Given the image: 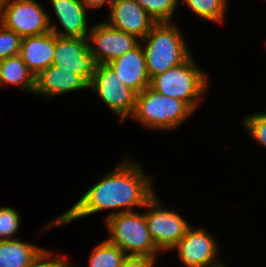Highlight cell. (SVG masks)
I'll use <instances>...</instances> for the list:
<instances>
[{"label": "cell", "instance_id": "cell-28", "mask_svg": "<svg viewBox=\"0 0 266 267\" xmlns=\"http://www.w3.org/2000/svg\"><path fill=\"white\" fill-rule=\"evenodd\" d=\"M212 267H226L225 265H223V264H216V265H213Z\"/></svg>", "mask_w": 266, "mask_h": 267}, {"label": "cell", "instance_id": "cell-17", "mask_svg": "<svg viewBox=\"0 0 266 267\" xmlns=\"http://www.w3.org/2000/svg\"><path fill=\"white\" fill-rule=\"evenodd\" d=\"M42 250L19 238L0 240V267H27Z\"/></svg>", "mask_w": 266, "mask_h": 267}, {"label": "cell", "instance_id": "cell-11", "mask_svg": "<svg viewBox=\"0 0 266 267\" xmlns=\"http://www.w3.org/2000/svg\"><path fill=\"white\" fill-rule=\"evenodd\" d=\"M191 226L186 234L173 248L178 250V256L185 267H212L218 251L217 241L203 228L193 229Z\"/></svg>", "mask_w": 266, "mask_h": 267}, {"label": "cell", "instance_id": "cell-10", "mask_svg": "<svg viewBox=\"0 0 266 267\" xmlns=\"http://www.w3.org/2000/svg\"><path fill=\"white\" fill-rule=\"evenodd\" d=\"M88 40L91 55L96 64H108L135 48L140 42L132 34L111 27L108 23H99L89 30Z\"/></svg>", "mask_w": 266, "mask_h": 267}, {"label": "cell", "instance_id": "cell-6", "mask_svg": "<svg viewBox=\"0 0 266 267\" xmlns=\"http://www.w3.org/2000/svg\"><path fill=\"white\" fill-rule=\"evenodd\" d=\"M50 15L34 0H0V23L21 38L50 31Z\"/></svg>", "mask_w": 266, "mask_h": 267}, {"label": "cell", "instance_id": "cell-16", "mask_svg": "<svg viewBox=\"0 0 266 267\" xmlns=\"http://www.w3.org/2000/svg\"><path fill=\"white\" fill-rule=\"evenodd\" d=\"M85 88L89 89V84L80 75L62 70L53 64L35 76L34 93L47 97Z\"/></svg>", "mask_w": 266, "mask_h": 267}, {"label": "cell", "instance_id": "cell-27", "mask_svg": "<svg viewBox=\"0 0 266 267\" xmlns=\"http://www.w3.org/2000/svg\"><path fill=\"white\" fill-rule=\"evenodd\" d=\"M81 1L84 3L86 8L88 9V7L98 8V7L102 6L105 3L109 4V6H111V3L114 0H81Z\"/></svg>", "mask_w": 266, "mask_h": 267}, {"label": "cell", "instance_id": "cell-18", "mask_svg": "<svg viewBox=\"0 0 266 267\" xmlns=\"http://www.w3.org/2000/svg\"><path fill=\"white\" fill-rule=\"evenodd\" d=\"M6 83L34 92L35 76L19 54L0 60V85Z\"/></svg>", "mask_w": 266, "mask_h": 267}, {"label": "cell", "instance_id": "cell-24", "mask_svg": "<svg viewBox=\"0 0 266 267\" xmlns=\"http://www.w3.org/2000/svg\"><path fill=\"white\" fill-rule=\"evenodd\" d=\"M244 125L255 141L266 147V113H255L244 119Z\"/></svg>", "mask_w": 266, "mask_h": 267}, {"label": "cell", "instance_id": "cell-8", "mask_svg": "<svg viewBox=\"0 0 266 267\" xmlns=\"http://www.w3.org/2000/svg\"><path fill=\"white\" fill-rule=\"evenodd\" d=\"M150 210L145 220L153 242L159 251L173 249L190 227L178 213L166 210L154 195L145 205Z\"/></svg>", "mask_w": 266, "mask_h": 267}, {"label": "cell", "instance_id": "cell-3", "mask_svg": "<svg viewBox=\"0 0 266 267\" xmlns=\"http://www.w3.org/2000/svg\"><path fill=\"white\" fill-rule=\"evenodd\" d=\"M149 87L162 95L184 101L195 110L207 91L208 82L190 56L184 63L152 77Z\"/></svg>", "mask_w": 266, "mask_h": 267}, {"label": "cell", "instance_id": "cell-5", "mask_svg": "<svg viewBox=\"0 0 266 267\" xmlns=\"http://www.w3.org/2000/svg\"><path fill=\"white\" fill-rule=\"evenodd\" d=\"M106 227L110 233L109 243L118 246L128 256L156 257L155 246L145 220V213L130 211L107 216Z\"/></svg>", "mask_w": 266, "mask_h": 267}, {"label": "cell", "instance_id": "cell-19", "mask_svg": "<svg viewBox=\"0 0 266 267\" xmlns=\"http://www.w3.org/2000/svg\"><path fill=\"white\" fill-rule=\"evenodd\" d=\"M127 256L118 246L104 240L92 251L89 267H121Z\"/></svg>", "mask_w": 266, "mask_h": 267}, {"label": "cell", "instance_id": "cell-13", "mask_svg": "<svg viewBox=\"0 0 266 267\" xmlns=\"http://www.w3.org/2000/svg\"><path fill=\"white\" fill-rule=\"evenodd\" d=\"M141 46L140 41L135 48L108 63L116 73V77L136 94L149 87L151 80Z\"/></svg>", "mask_w": 266, "mask_h": 267}, {"label": "cell", "instance_id": "cell-2", "mask_svg": "<svg viewBox=\"0 0 266 267\" xmlns=\"http://www.w3.org/2000/svg\"><path fill=\"white\" fill-rule=\"evenodd\" d=\"M150 79L157 74L184 63L190 56L179 28L172 22L156 23L141 40Z\"/></svg>", "mask_w": 266, "mask_h": 267}, {"label": "cell", "instance_id": "cell-1", "mask_svg": "<svg viewBox=\"0 0 266 267\" xmlns=\"http://www.w3.org/2000/svg\"><path fill=\"white\" fill-rule=\"evenodd\" d=\"M154 195L151 180L148 176L146 177L141 167L132 161L124 160L115 170L93 185L62 216L46 226L52 228L55 225L66 224L105 209L122 207L125 209L116 210L109 216L130 212L137 206L145 207Z\"/></svg>", "mask_w": 266, "mask_h": 267}, {"label": "cell", "instance_id": "cell-26", "mask_svg": "<svg viewBox=\"0 0 266 267\" xmlns=\"http://www.w3.org/2000/svg\"><path fill=\"white\" fill-rule=\"evenodd\" d=\"M156 257L127 256L121 267H154Z\"/></svg>", "mask_w": 266, "mask_h": 267}, {"label": "cell", "instance_id": "cell-14", "mask_svg": "<svg viewBox=\"0 0 266 267\" xmlns=\"http://www.w3.org/2000/svg\"><path fill=\"white\" fill-rule=\"evenodd\" d=\"M62 31L49 24L50 31L58 37L88 38L87 8L81 0H50Z\"/></svg>", "mask_w": 266, "mask_h": 267}, {"label": "cell", "instance_id": "cell-23", "mask_svg": "<svg viewBox=\"0 0 266 267\" xmlns=\"http://www.w3.org/2000/svg\"><path fill=\"white\" fill-rule=\"evenodd\" d=\"M21 37L0 23V60L20 53Z\"/></svg>", "mask_w": 266, "mask_h": 267}, {"label": "cell", "instance_id": "cell-25", "mask_svg": "<svg viewBox=\"0 0 266 267\" xmlns=\"http://www.w3.org/2000/svg\"><path fill=\"white\" fill-rule=\"evenodd\" d=\"M52 252L42 250L40 254L27 266V267H71L64 257H60V254L49 259ZM49 259V260H48Z\"/></svg>", "mask_w": 266, "mask_h": 267}, {"label": "cell", "instance_id": "cell-15", "mask_svg": "<svg viewBox=\"0 0 266 267\" xmlns=\"http://www.w3.org/2000/svg\"><path fill=\"white\" fill-rule=\"evenodd\" d=\"M56 47V35L47 33L26 36L21 39L20 57L28 69L36 76L53 64Z\"/></svg>", "mask_w": 266, "mask_h": 267}, {"label": "cell", "instance_id": "cell-21", "mask_svg": "<svg viewBox=\"0 0 266 267\" xmlns=\"http://www.w3.org/2000/svg\"><path fill=\"white\" fill-rule=\"evenodd\" d=\"M157 22H172L179 0H135Z\"/></svg>", "mask_w": 266, "mask_h": 267}, {"label": "cell", "instance_id": "cell-12", "mask_svg": "<svg viewBox=\"0 0 266 267\" xmlns=\"http://www.w3.org/2000/svg\"><path fill=\"white\" fill-rule=\"evenodd\" d=\"M108 24L142 40L157 23L135 0H114Z\"/></svg>", "mask_w": 266, "mask_h": 267}, {"label": "cell", "instance_id": "cell-22", "mask_svg": "<svg viewBox=\"0 0 266 267\" xmlns=\"http://www.w3.org/2000/svg\"><path fill=\"white\" fill-rule=\"evenodd\" d=\"M19 226V213L11 207H0V240H12Z\"/></svg>", "mask_w": 266, "mask_h": 267}, {"label": "cell", "instance_id": "cell-7", "mask_svg": "<svg viewBox=\"0 0 266 267\" xmlns=\"http://www.w3.org/2000/svg\"><path fill=\"white\" fill-rule=\"evenodd\" d=\"M116 76L108 64H97L89 88L97 92L122 122L133 114L137 94Z\"/></svg>", "mask_w": 266, "mask_h": 267}, {"label": "cell", "instance_id": "cell-20", "mask_svg": "<svg viewBox=\"0 0 266 267\" xmlns=\"http://www.w3.org/2000/svg\"><path fill=\"white\" fill-rule=\"evenodd\" d=\"M182 2L199 17L212 22L223 21L227 0H182Z\"/></svg>", "mask_w": 266, "mask_h": 267}, {"label": "cell", "instance_id": "cell-9", "mask_svg": "<svg viewBox=\"0 0 266 267\" xmlns=\"http://www.w3.org/2000/svg\"><path fill=\"white\" fill-rule=\"evenodd\" d=\"M53 65L80 75L90 84L97 64L91 55L88 38L58 37L56 35Z\"/></svg>", "mask_w": 266, "mask_h": 267}, {"label": "cell", "instance_id": "cell-4", "mask_svg": "<svg viewBox=\"0 0 266 267\" xmlns=\"http://www.w3.org/2000/svg\"><path fill=\"white\" fill-rule=\"evenodd\" d=\"M193 112L186 102L147 87L136 95L132 117L145 127L170 130L179 126Z\"/></svg>", "mask_w": 266, "mask_h": 267}]
</instances>
